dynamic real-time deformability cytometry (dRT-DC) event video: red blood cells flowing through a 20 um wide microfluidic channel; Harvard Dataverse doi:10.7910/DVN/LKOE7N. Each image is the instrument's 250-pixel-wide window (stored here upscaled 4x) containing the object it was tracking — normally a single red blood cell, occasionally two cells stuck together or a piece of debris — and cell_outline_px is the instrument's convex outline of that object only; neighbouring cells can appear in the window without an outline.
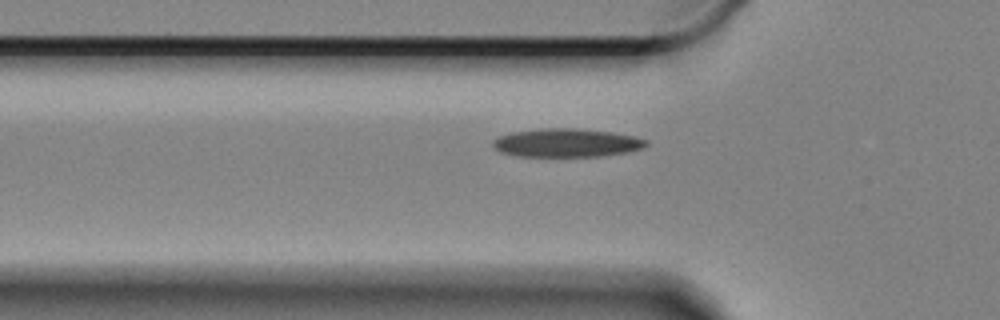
{"species": "Egyptian fruit bat (a non-hibernating species)", "species_latin": "Rousettus aegyptiacus", "temperature_condition": "cold", "stored_images_in_passage": 42, "camera_frame_rate_fps": 3000, "um_per_image_px": 0.085, "animal": {"sex": "female"}, "frame": {"image": 1, "passage_image": 8, "time_ms": 2.333, "image_size_px": [1000, 320], "cell_outline_px": [[648, 144], [644, 148], [628, 152], [600, 156], [516, 156], [500, 152], [492, 148], [492, 140], [500, 136], [512, 132], [540, 128], [576, 128], [612, 132], [636, 136], [648, 140]], "centroid_in_image_um": [48.16, 12.14], "position_along_channel_um": 77.6, "area_um2": 25.66}}
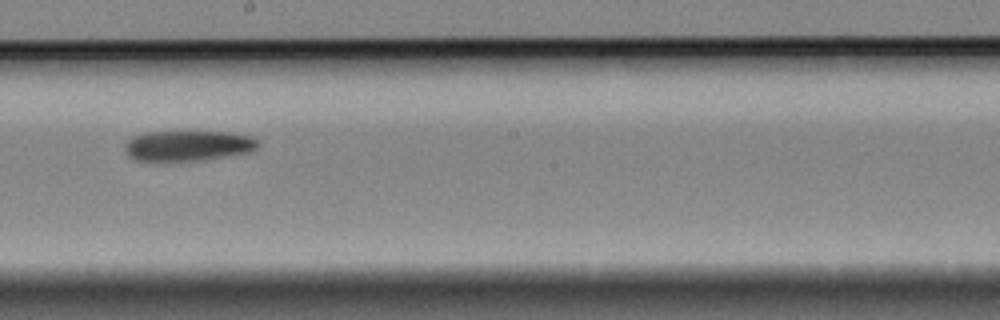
{"frame": {"image": 2, "passage_image": 22, "time_ms": 7.0, "image_size_px": [1000, 320], "cell_outline_px": [[260, 144], [252, 152], [204, 160], [136, 160], [128, 156], [124, 148], [124, 144], [132, 136], [144, 132], [176, 128], [232, 132], [252, 136]], "centroid_in_image_um": [15.98, 12.31], "position_along_channel_um": 232.2, "area_um2": 24.97}}
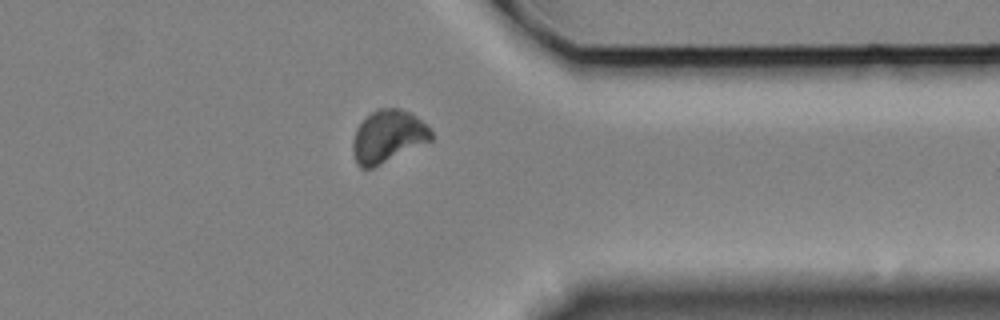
{"frame": {"image": 3, "passage_image": 36, "time_ms": 11.667, "image_size_px": [1000, 320], "cell_outline_px": [[432, 140], [372, 168], [360, 168], [356, 164], [352, 152], [352, 140], [356, 128], [376, 108], [400, 108], [416, 116], [432, 132]], "centroid_in_image_um": [32.94, 11.6], "position_along_channel_um": 378.5, "area_um2": 23.76}}